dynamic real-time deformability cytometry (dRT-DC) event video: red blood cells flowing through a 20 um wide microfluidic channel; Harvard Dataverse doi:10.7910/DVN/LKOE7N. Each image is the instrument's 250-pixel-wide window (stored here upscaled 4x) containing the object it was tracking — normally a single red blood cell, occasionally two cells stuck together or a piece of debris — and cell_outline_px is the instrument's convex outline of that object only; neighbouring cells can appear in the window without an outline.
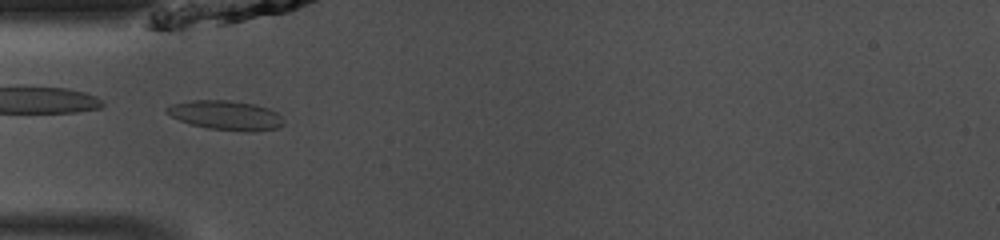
{"species": "common noctule bat (a hibernating species)", "species_latin": "Nyctalus noctula", "temperature_condition": "room temperature", "stored_images_in_passage": 46, "camera_frame_rate_fps": 3000, "um_per_image_px": 0.085, "animal": {"sex": "male", "body_mass_g": 13.0, "forearm_length_mm": 53.1}, "frame": {"image": 1, "passage_image": 14, "time_ms": 4.333, "image_size_px": [1000, 240], "cell_outline_px": [[284, 124], [276, 128], [252, 132], [244, 132], [208, 128], [192, 124], [180, 120], [172, 116], [164, 108], [172, 104], [192, 100], [228, 100], [252, 104], [268, 108], [276, 112], [284, 120]], "centroid_in_image_um": [19.22, 9.8], "position_along_channel_um": 65.8, "area_um2": 19.83}}
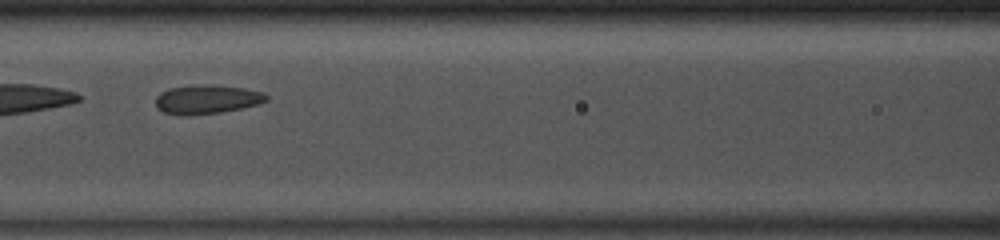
{"frame": {"image": 2, "passage_image": 20, "time_ms": 6.333, "image_size_px": [1000, 240], "cell_outline_px": [[268, 100], [260, 104], [220, 112], [188, 116], [164, 112], [156, 108], [156, 96], [160, 92], [168, 88], [192, 84], [212, 84], [244, 88], [264, 92], [268, 96]], "centroid_in_image_um": [17.58, 8.43], "position_along_channel_um": 149.0, "area_um2": 19.02}, "authors_computed_cell_mechanics": {"area_um2": 19.5075, "velocity_mm_per_s": 4.1063, "shape_relaxation_time_tau1_ms": 5.8644, "shape_relaxation_time_tau2_ms": 1.5215, "deformation_change_tau1": 0.1478, "deformation_change_tau2": 0.0773}}